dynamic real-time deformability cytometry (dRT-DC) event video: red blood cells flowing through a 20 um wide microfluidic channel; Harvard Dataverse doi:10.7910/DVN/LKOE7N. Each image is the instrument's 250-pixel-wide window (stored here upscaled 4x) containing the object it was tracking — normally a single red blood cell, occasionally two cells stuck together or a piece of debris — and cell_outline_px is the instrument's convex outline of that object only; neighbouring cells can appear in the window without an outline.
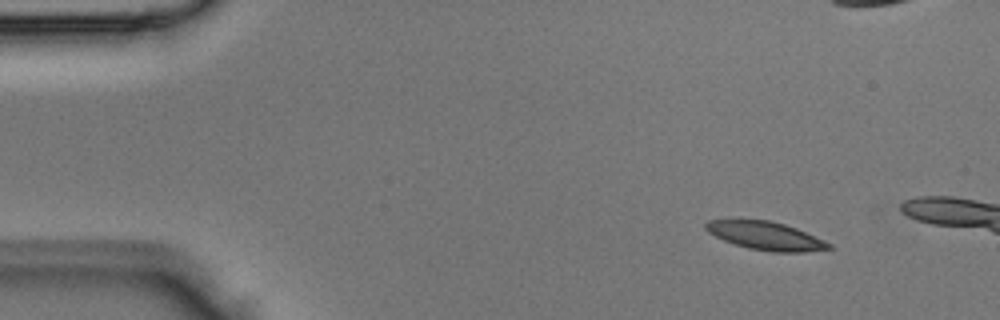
{"species": "Egyptian fruit bat (a non-hibernating species)", "species_latin": "Rousettus aegyptiacus", "temperature_condition": "room temperature", "stored_images_in_passage": 3, "camera_frame_rate_fps": 3000, "um_per_image_px": 0.085, "animal": {"sex": "male"}, "frame": {"image": 1, "passage_image": 1, "time_ms": 0.0, "image_size_px": [1000, 320], "cell_outline_px": [[832, 248], [804, 252], [772, 252], [748, 248], [724, 240], [708, 232], [704, 228], [704, 224], [708, 220], [740, 216], [768, 220], [784, 224], [796, 228], [824, 240], [832, 244]], "centroid_in_image_um": [64.99, 19.99], "position_along_channel_um": 20.0, "area_um2": 20.92}}